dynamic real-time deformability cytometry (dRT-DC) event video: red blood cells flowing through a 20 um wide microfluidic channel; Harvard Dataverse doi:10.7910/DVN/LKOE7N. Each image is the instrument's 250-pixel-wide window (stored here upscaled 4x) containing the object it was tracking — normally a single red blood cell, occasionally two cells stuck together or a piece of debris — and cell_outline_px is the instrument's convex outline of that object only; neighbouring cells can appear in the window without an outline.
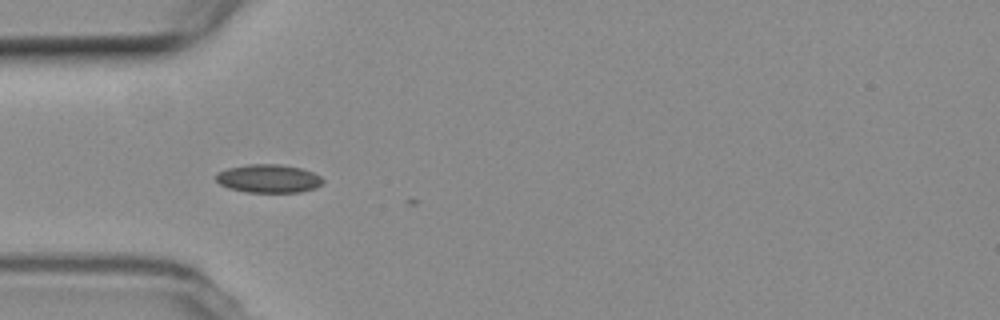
{"species": "common noctule bat (a hibernating species)", "species_latin": "Nyctalus noctula", "temperature_condition": "room temperature", "stored_images_in_passage": 3, "camera_frame_rate_fps": 3000, "um_per_image_px": 0.085, "animal": {"sex": "female", "body_mass_g": 19.3, "forearm_length_mm": 54.1}, "frame": {"image": 1, "passage_image": 2, "time_ms": 1.333, "image_size_px": [1000, 320], "cell_outline_px": [[324, 180], [316, 188], [300, 192], [244, 192], [228, 188], [220, 184], [216, 180], [216, 172], [228, 168], [248, 164], [280, 164], [300, 168], [312, 172], [320, 176]], "centroid_in_image_um": [22.8, 15.18], "position_along_channel_um": 62.2, "area_um2": 17.69}}